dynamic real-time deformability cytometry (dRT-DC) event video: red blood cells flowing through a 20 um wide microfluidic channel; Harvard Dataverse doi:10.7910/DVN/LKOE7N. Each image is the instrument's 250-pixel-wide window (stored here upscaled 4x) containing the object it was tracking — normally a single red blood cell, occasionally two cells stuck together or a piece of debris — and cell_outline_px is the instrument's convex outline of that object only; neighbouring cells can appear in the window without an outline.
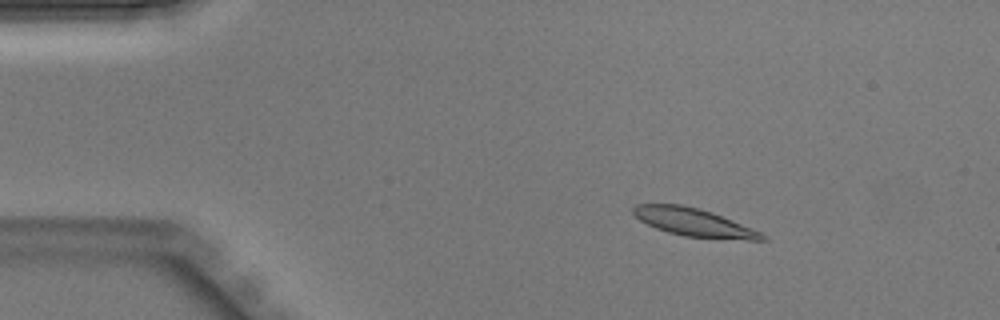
{"species": "Egyptian fruit bat (a non-hibernating species)", "species_latin": "Rousettus aegyptiacus", "temperature_condition": "warm", "stored_images_in_passage": 44, "camera_frame_rate_fps": 3000, "um_per_image_px": 0.085, "animal": {"sex": "male"}, "frame": {"image": 1, "passage_image": 7, "time_ms": 2.0, "image_size_px": [1000, 320], "cell_outline_px": [[768, 240], [748, 240], [684, 236], [668, 232], [656, 228], [640, 220], [632, 212], [632, 208], [636, 204], [680, 204], [700, 208], [712, 212], [752, 228], [768, 236]], "centroid_in_image_um": [58.99, 18.89], "position_along_channel_um": 26.0, "area_um2": 20.92}}
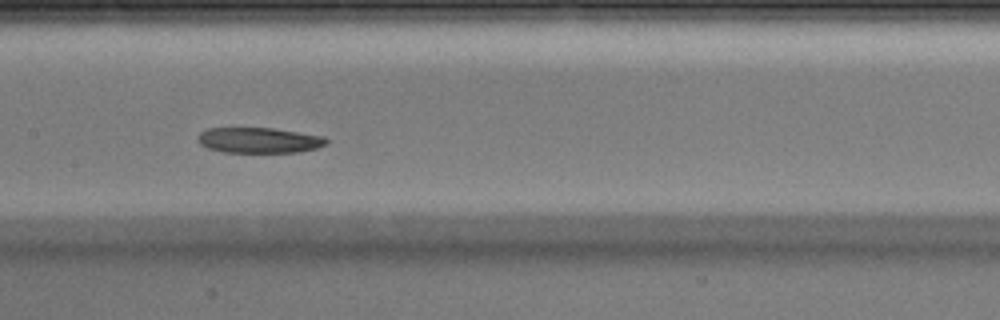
{"frame": {"image": 2, "passage_image": 22, "time_ms": 7.0, "image_size_px": [1000, 320], "cell_outline_px": [[328, 144], [316, 148], [300, 152], [224, 152], [208, 148], [200, 144], [196, 140], [196, 136], [200, 132], [208, 128], [272, 128], [324, 136], [328, 140]], "centroid_in_image_um": [22.0, 11.92], "position_along_channel_um": 185.4, "area_um2": 19.19}}
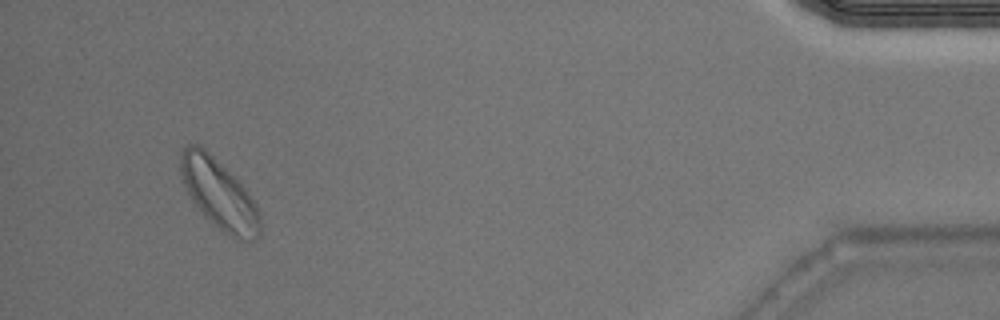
{"frame": {"image": 3, "passage_image": 42, "time_ms": 13.667, "image_size_px": [1000, 320], "cell_outline_px": [[260, 236], [256, 240], [236, 240], [228, 236], [204, 216], [200, 212], [192, 200], [180, 180], [180, 152], [188, 144], [196, 144], [204, 148], [244, 188], [256, 204], [260, 216]], "centroid_in_image_um": [18.59, 16.54], "position_along_channel_um": 416.6, "area_um2": 32.14}}